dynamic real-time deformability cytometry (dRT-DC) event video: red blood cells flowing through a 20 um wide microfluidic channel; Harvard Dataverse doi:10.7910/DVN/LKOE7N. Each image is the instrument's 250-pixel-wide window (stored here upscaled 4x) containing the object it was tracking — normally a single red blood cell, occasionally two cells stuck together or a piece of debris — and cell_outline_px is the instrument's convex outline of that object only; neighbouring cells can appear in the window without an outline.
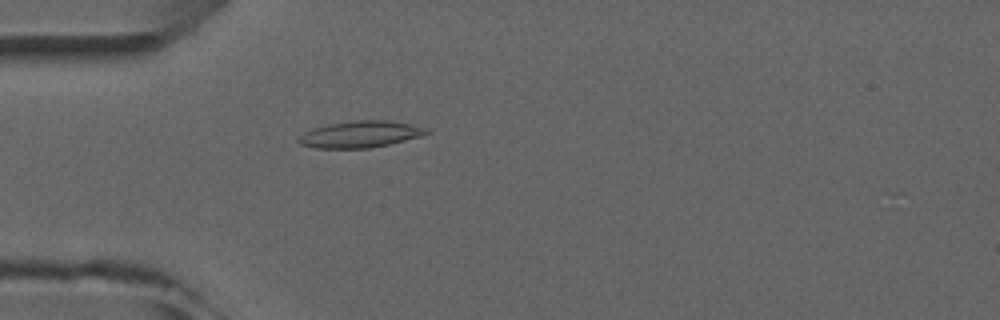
{"species": "common noctule bat (a hibernating species)", "species_latin": "Nyctalus noctula", "temperature_condition": "room temperature", "stored_images_in_passage": 3, "camera_frame_rate_fps": 3000, "um_per_image_px": 0.085, "animal": {"sex": "male", "forearm_length_mm": 52.5}, "frame": {"image": 1, "passage_image": 3, "time_ms": 2.333, "image_size_px": [1000, 320], "cell_outline_px": [[432, 132], [420, 136], [388, 144], [368, 148], [316, 148], [300, 144], [296, 140], [304, 132], [312, 128], [328, 124], [356, 120], [388, 120], [428, 128]], "centroid_in_image_um": [30.6, 11.41], "position_along_channel_um": 54.4, "area_um2": 19.71}}